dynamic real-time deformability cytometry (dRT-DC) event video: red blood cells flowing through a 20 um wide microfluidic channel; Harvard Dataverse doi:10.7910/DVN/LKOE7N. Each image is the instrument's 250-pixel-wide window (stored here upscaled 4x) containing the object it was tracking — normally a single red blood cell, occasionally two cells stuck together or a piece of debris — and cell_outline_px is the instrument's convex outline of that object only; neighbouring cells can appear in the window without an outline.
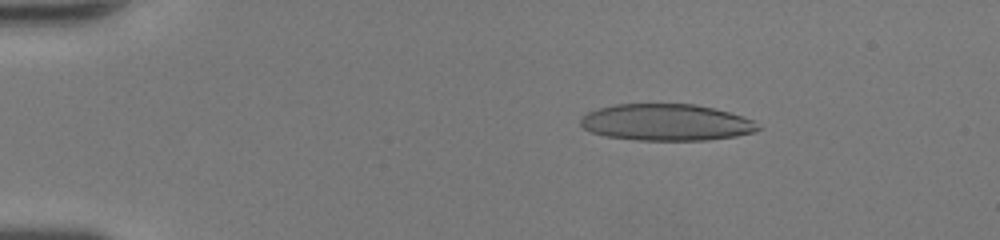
{"species": "human", "species_latin": "Homo sapiens", "temperature_condition": "room temperature", "stored_images_in_passage": 50, "camera_frame_rate_fps": 3000, "um_per_image_px": 0.085, "donor": {"sex": "female"}, "frame": {"image": 1, "passage_image": 10, "time_ms": 3.0, "image_size_px": [1000, 240], "cell_outline_px": [[764, 128], [756, 132], [736, 136], [708, 140], [636, 140], [604, 136], [592, 132], [584, 128], [580, 124], [580, 120], [588, 112], [600, 108], [616, 104], [692, 104], [712, 108], [728, 112], [752, 120]], "centroid_in_image_um": [56.65, 10.41], "position_along_channel_um": 28.3, "area_um2": 37.8}}
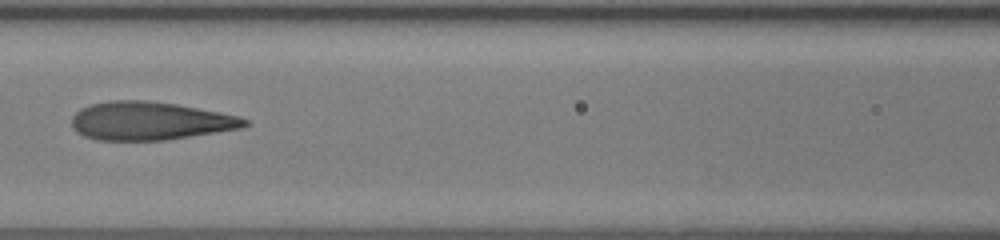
{"frame": {"image": 2, "passage_image": 25, "time_ms": 8.0, "image_size_px": [1000, 240], "cell_outline_px": [[248, 124], [244, 128], [168, 140], [96, 140], [84, 136], [76, 132], [72, 128], [72, 116], [80, 108], [88, 104], [108, 100], [144, 100], [176, 104], [220, 112], [240, 116], [248, 120]], "centroid_in_image_um": [12.73, 10.28], "position_along_channel_um": 153.9, "area_um2": 38.96}}
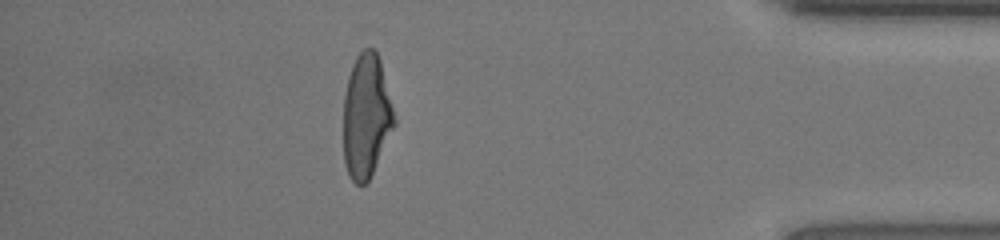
{"frame": {"image": 3, "passage_image": 45, "time_ms": 14.667, "image_size_px": [1000, 240], "cell_outline_px": [[396, 124], [368, 180], [364, 184], [356, 184], [348, 176], [344, 164], [344, 96], [348, 76], [352, 64], [356, 56], [364, 48], [372, 48], [376, 52], [380, 60], [396, 120]], "centroid_in_image_um": [31.12, 9.86], "position_along_channel_um": 404.1, "area_um2": 36.47}, "authors_computed_cell_mechanics": {"area_um2": 38.2058, "velocity_mm_per_s": 4.3284, "shape_relaxation_time_tau1_ms": 6.343, "shape_relaxation_time_tau2_ms": 1.0428, "deformation_change_tau1": 0.2723, "deformation_change_tau2": 0.0933}}